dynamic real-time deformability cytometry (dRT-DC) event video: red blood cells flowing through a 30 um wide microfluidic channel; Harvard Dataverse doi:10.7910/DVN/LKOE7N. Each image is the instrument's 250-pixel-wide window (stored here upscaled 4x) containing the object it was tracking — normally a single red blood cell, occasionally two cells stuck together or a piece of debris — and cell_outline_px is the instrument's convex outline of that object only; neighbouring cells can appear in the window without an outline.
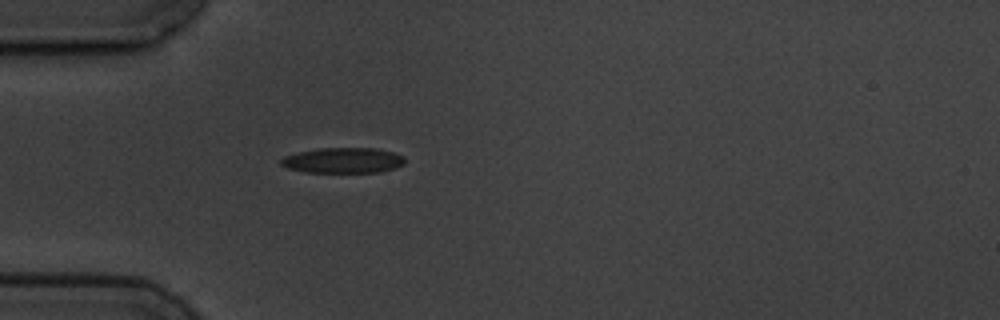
{"species": "common noctule bat (a hibernating species)", "species_latin": "Nyctalus noctula", "temperature_condition": "cold", "stored_images_in_passage": 5, "camera_frame_rate_fps": 3000, "um_per_image_px": 0.085, "animal": {"sex": "male", "body_mass_g": 19.5, "forearm_length_mm": 54.6}, "frame": {"image": 1, "passage_image": 5, "time_ms": 4.667, "image_size_px": [1000, 320], "cell_outline_px": [[404, 164], [380, 172], [304, 172], [288, 168], [280, 164], [280, 160], [284, 156], [296, 152], [320, 148], [376, 148], [392, 152], [404, 156]], "centroid_in_image_um": [29.13, 13.63], "position_along_channel_um": 55.9, "area_um2": 18.32}}